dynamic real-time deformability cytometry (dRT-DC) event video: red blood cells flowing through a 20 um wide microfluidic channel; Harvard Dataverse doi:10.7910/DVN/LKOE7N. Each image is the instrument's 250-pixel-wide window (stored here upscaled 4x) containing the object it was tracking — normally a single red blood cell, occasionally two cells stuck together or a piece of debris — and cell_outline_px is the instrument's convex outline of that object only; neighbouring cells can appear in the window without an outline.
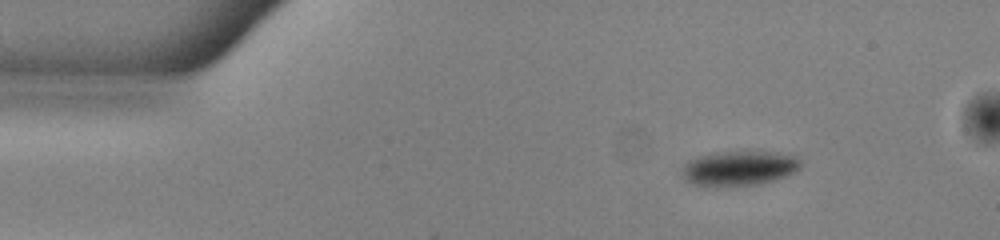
{"species": "common noctule bat (a hibernating species)", "species_latin": "Nyctalus noctula", "temperature_condition": "warm", "stored_images_in_passage": 16, "camera_frame_rate_fps": 3000, "um_per_image_px": 0.085, "animal": {"sex": "male", "body_mass_g": 13.0, "forearm_length_mm": 53.1}, "frame": {"image": 1, "passage_image": 1, "time_ms": 0.0, "image_size_px": [1000, 240], "cell_outline_px": [[800, 168], [796, 172], [776, 180], [760, 184], [716, 188], [688, 184], [680, 176], [680, 168], [688, 160], [696, 156], [716, 152], [748, 148], [776, 152], [796, 156], [800, 160]], "centroid_in_image_um": [62.76, 14.28], "position_along_channel_um": 22.2, "area_um2": 25.84}}
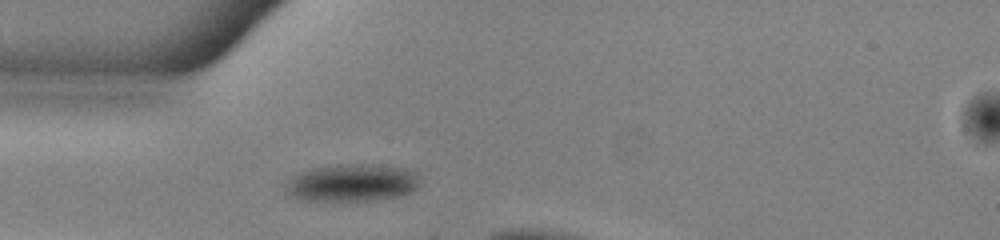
{"frame": {"image": 2, "passage_image": 9, "time_ms": 2.667, "image_size_px": [1000, 240], "cell_outline_px": [[420, 184], [412, 192], [404, 196], [384, 200], [300, 200], [288, 192], [284, 188], [284, 184], [288, 176], [312, 168], [336, 164], [372, 164], [412, 168], [420, 176]], "centroid_in_image_um": [29.98, 15.52], "position_along_channel_um": 55.0, "area_um2": 30.17}}
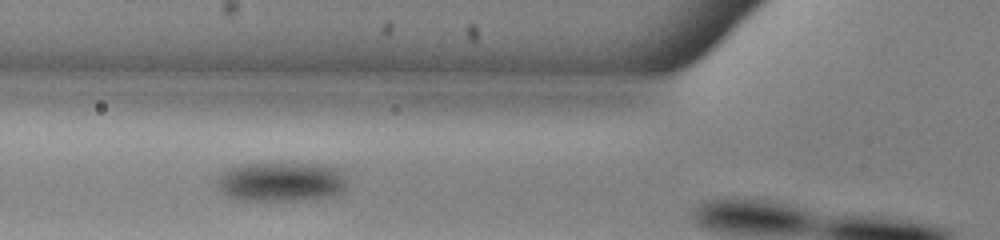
{"frame": {"image": 3, "passage_image": 13, "time_ms": 4.0, "image_size_px": [1000, 240], "cell_outline_px": [[344, 188], [340, 192], [332, 196], [296, 200], [244, 200], [228, 196], [220, 188], [216, 180], [220, 172], [228, 168], [240, 164], [312, 164], [340, 168], [344, 180]], "centroid_in_image_um": [23.85, 15.44], "position_along_channel_um": 101.9, "area_um2": 29.42}}